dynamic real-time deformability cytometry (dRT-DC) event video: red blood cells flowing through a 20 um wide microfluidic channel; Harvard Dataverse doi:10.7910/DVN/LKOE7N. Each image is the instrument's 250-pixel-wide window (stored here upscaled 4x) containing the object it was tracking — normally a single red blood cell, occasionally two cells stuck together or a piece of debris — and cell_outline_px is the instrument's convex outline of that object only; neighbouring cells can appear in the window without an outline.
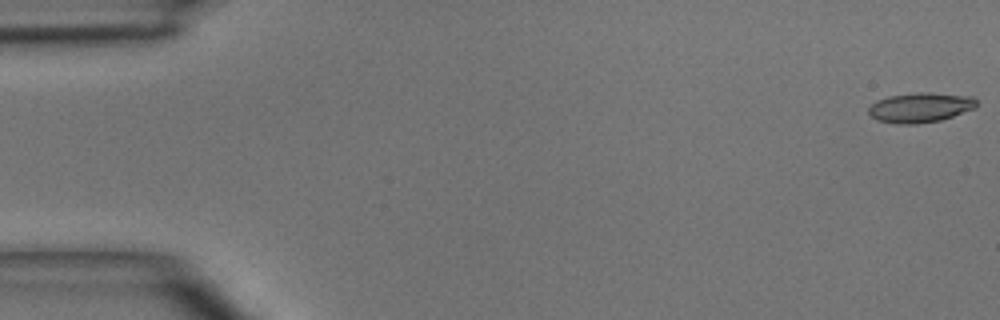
{"species": "common noctule bat (a hibernating species)", "species_latin": "Nyctalus noctula", "temperature_condition": "room temperature", "stored_images_in_passage": 6, "camera_frame_rate_fps": 3000, "um_per_image_px": 0.085, "animal": {"sex": "male", "body_mass_g": 15.6}, "frame": {"image": 1, "passage_image": 1, "time_ms": 0.0, "image_size_px": [1000, 320], "cell_outline_px": [[976, 108], [940, 120], [916, 124], [896, 124], [876, 120], [868, 112], [868, 108], [876, 100], [888, 96], [920, 92], [928, 92], [972, 96], [976, 100]], "centroid_in_image_um": [78.21, 9.14], "position_along_channel_um": 6.8, "area_um2": 18.79}}
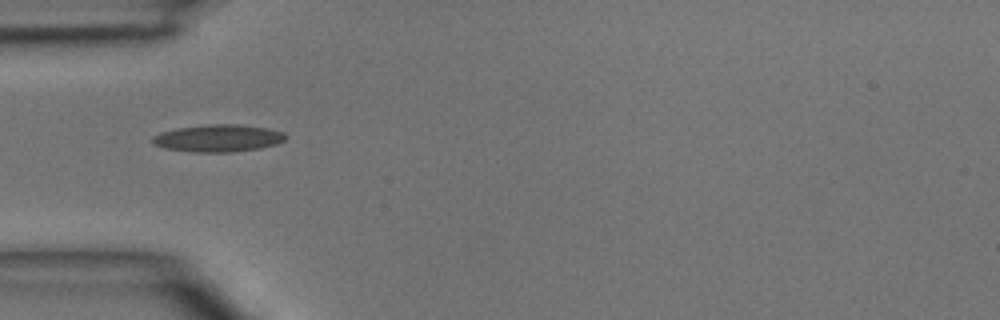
{"frame": {"image": 2, "passage_image": 4, "time_ms": 4.667, "image_size_px": [1000, 320], "cell_outline_px": [[288, 136], [284, 140], [276, 144], [260, 148], [232, 152], [196, 152], [164, 148], [152, 144], [152, 136], [160, 132], [176, 128], [208, 124], [236, 124], [268, 128], [284, 132]], "centroid_in_image_um": [18.54, 11.74], "position_along_channel_um": 66.5, "area_um2": 21.27}}
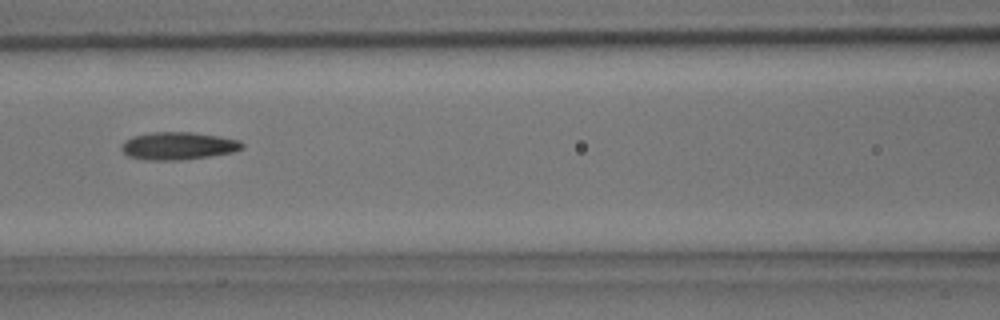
{"frame": {"image": 3, "passage_image": 6, "time_ms": 6.667, "image_size_px": [1000, 320], "cell_outline_px": [[244, 148], [232, 152], [208, 156], [180, 160], [148, 160], [128, 156], [120, 148], [124, 140], [132, 136], [152, 132], [192, 132], [220, 136], [240, 140], [244, 144]], "centroid_in_image_um": [15.14, 12.39], "position_along_channel_um": 151.5, "area_um2": 19.48}}